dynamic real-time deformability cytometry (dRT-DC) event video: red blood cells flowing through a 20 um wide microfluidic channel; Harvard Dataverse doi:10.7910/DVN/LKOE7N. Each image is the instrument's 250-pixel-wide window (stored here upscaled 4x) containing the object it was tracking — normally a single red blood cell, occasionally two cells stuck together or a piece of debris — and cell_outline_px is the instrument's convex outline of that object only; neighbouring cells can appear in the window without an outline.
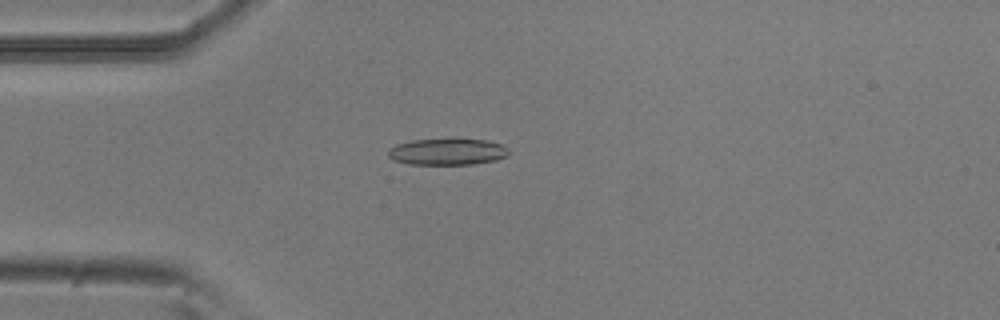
{"species": "common noctule bat (a hibernating species)", "species_latin": "Nyctalus noctula", "temperature_condition": "room temperature", "stored_images_in_passage": 1, "camera_frame_rate_fps": 3000, "um_per_image_px": 0.085, "animal": {"sex": "male", "body_mass_g": 20.5, "forearm_length_mm": 52.5}, "frame": {"image": 1, "passage_image": 1, "time_ms": 0.0, "image_size_px": [1000, 320], "cell_outline_px": [[512, 152], [508, 156], [496, 160], [472, 164], [408, 164], [392, 160], [388, 156], [388, 148], [396, 144], [412, 140], [488, 140], [500, 144], [508, 148]], "centroid_in_image_um": [38.03, 12.91], "position_along_channel_um": 47.0, "area_um2": 18.55}}